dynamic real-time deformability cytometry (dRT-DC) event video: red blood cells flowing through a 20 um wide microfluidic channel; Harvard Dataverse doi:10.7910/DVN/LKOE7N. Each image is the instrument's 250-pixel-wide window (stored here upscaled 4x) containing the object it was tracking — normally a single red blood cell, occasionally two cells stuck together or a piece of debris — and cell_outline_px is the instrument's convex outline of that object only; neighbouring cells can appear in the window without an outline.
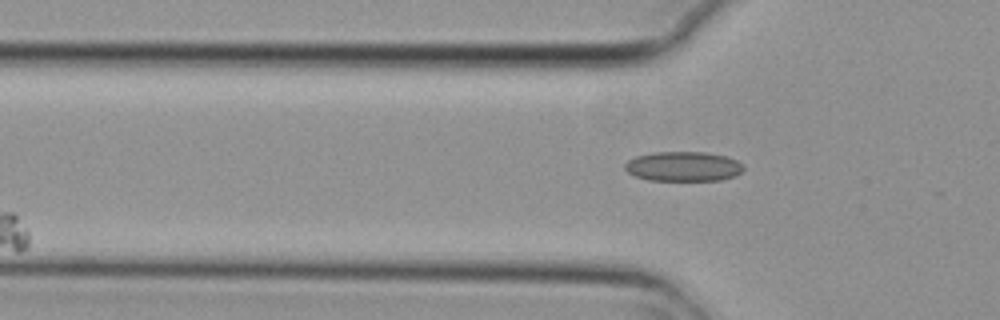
{"species": "common noctule bat (a hibernating species)", "species_latin": "Nyctalus noctula", "temperature_condition": "cold", "stored_images_in_passage": 4, "camera_frame_rate_fps": 3000, "um_per_image_px": 0.085, "animal": {"sex": "female", "body_mass_g": 29.2, "forearm_length_mm": 56.3}, "frame": {"image": 1, "passage_image": 4, "time_ms": 1.0, "image_size_px": [1000, 320], "cell_outline_px": [[744, 168], [736, 176], [720, 180], [648, 180], [636, 176], [628, 172], [624, 168], [624, 164], [628, 160], [636, 156], [656, 152], [704, 152], [728, 156], [744, 164]], "centroid_in_image_um": [58.1, 14.14], "position_along_channel_um": 67.7, "area_um2": 20.58}}